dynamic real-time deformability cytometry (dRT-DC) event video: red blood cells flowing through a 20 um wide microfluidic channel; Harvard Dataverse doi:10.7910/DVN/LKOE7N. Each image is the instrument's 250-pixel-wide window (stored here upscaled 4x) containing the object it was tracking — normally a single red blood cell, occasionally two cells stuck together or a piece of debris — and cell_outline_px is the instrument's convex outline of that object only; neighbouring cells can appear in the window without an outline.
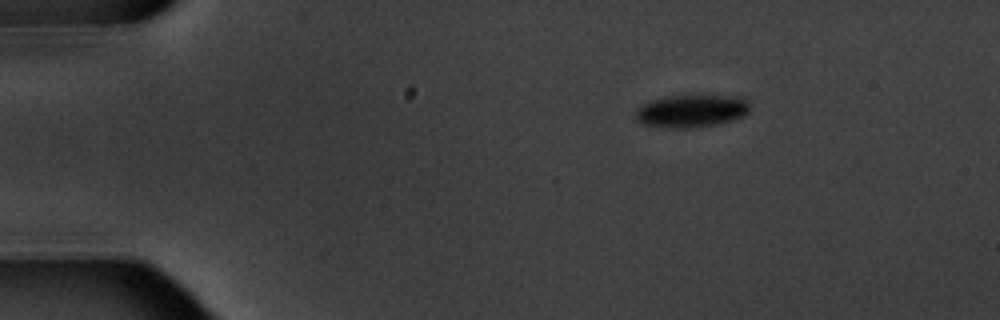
{"species": "common noctule bat (a hibernating species)", "species_latin": "Nyctalus noctula", "temperature_condition": "warm", "stored_images_in_passage": 10, "camera_frame_rate_fps": 3000, "um_per_image_px": 0.085, "animal": {"sex": "male", "body_mass_g": 20.1, "forearm_length_mm": 53.5}, "frame": {"image": 1, "passage_image": 1, "time_ms": 0.0, "image_size_px": [1000, 320], "cell_outline_px": [[748, 112], [744, 116], [732, 120], [716, 124], [688, 128], [668, 128], [644, 124], [636, 120], [636, 108], [652, 100], [668, 96], [744, 96], [748, 100]], "centroid_in_image_um": [58.79, 9.43], "position_along_channel_um": 26.2, "area_um2": 21.62}}
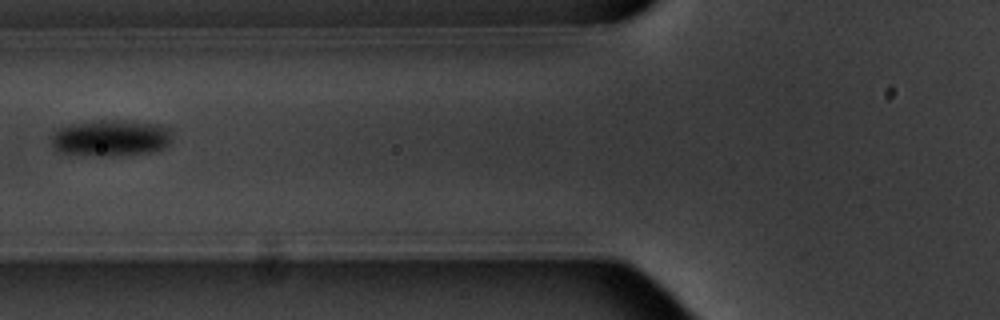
{"frame": {"image": 2, "passage_image": 5, "time_ms": 4.667, "image_size_px": [1000, 320], "cell_outline_px": [[172, 140], [164, 148], [152, 152], [104, 156], [84, 156], [56, 152], [52, 144], [52, 136], [60, 128], [68, 124], [100, 120], [124, 120], [164, 124], [168, 128], [172, 136]], "centroid_in_image_um": [9.43, 11.73], "position_along_channel_um": 116.4, "area_um2": 26.07}}